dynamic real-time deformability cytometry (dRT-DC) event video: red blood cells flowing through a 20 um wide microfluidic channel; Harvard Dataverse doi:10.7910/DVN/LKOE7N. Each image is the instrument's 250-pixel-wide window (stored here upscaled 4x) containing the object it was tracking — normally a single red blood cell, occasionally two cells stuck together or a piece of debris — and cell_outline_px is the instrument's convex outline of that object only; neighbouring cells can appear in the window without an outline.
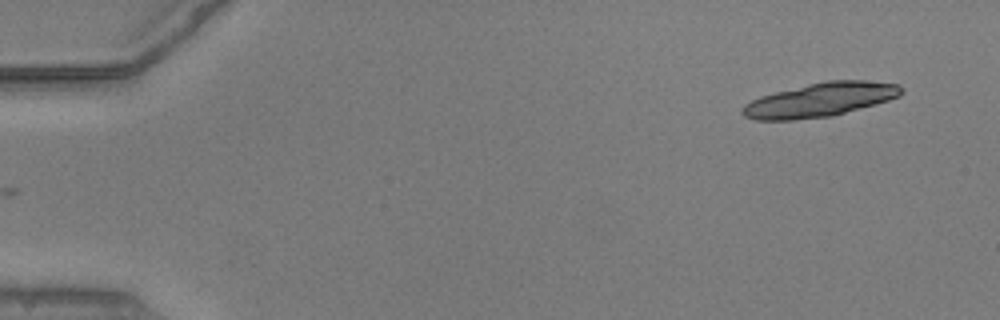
{"species": "common noctule bat (a hibernating species)", "species_latin": "Nyctalus noctula", "temperature_condition": "warm", "stored_images_in_passage": 25, "camera_frame_rate_fps": 3000, "um_per_image_px": 0.085, "animal": {"sex": "male", "body_mass_g": 20.5, "forearm_length_mm": 52.5}, "frame": {"image": 1, "passage_image": 1, "time_ms": 0.0, "image_size_px": [1000, 320], "cell_outline_px": [[904, 92], [900, 96], [876, 104], [832, 116], [792, 120], [756, 120], [744, 116], [740, 112], [740, 108], [744, 104], [760, 96], [808, 84], [828, 80], [864, 80], [900, 84], [904, 88]], "centroid_in_image_um": [69.73, 8.48], "position_along_channel_um": 15.3, "area_um2": 31.56}}